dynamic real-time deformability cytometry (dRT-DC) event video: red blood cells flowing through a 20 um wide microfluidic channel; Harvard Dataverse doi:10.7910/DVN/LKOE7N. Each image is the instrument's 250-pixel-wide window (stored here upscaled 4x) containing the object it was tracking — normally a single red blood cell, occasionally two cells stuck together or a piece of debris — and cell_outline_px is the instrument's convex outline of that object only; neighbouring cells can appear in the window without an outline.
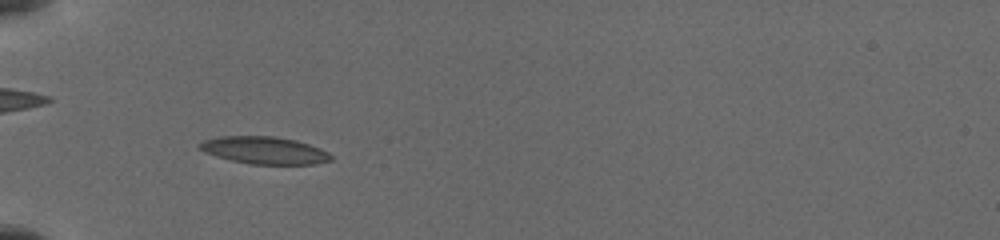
{"species": "common noctule bat (a hibernating species)", "species_latin": "Nyctalus noctula", "temperature_condition": "cold", "stored_images_in_passage": 39, "camera_frame_rate_fps": 3000, "um_per_image_px": 0.085, "animal": {"sex": "female", "body_mass_g": 19.5, "forearm_length_mm": 54.1}, "frame": {"image": 1, "passage_image": 12, "time_ms": 3.667, "image_size_px": [1000, 240], "cell_outline_px": [[332, 160], [316, 164], [248, 164], [216, 156], [204, 152], [196, 144], [204, 140], [220, 136], [276, 136], [296, 140], [320, 148], [328, 152], [332, 156]], "centroid_in_image_um": [22.47, 12.77], "position_along_channel_um": 62.5, "area_um2": 20.98}}
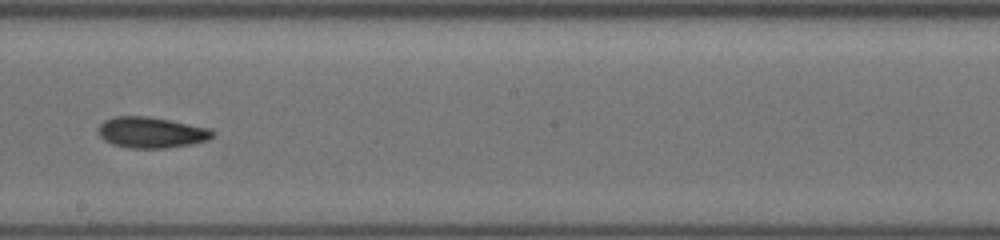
{"frame": {"image": 2, "passage_image": 25, "time_ms": 8.333, "image_size_px": [1000, 240], "cell_outline_px": [[216, 132], [208, 140], [192, 144], [168, 148], [128, 148], [112, 144], [104, 140], [96, 132], [100, 124], [104, 120], [116, 116], [148, 116], [208, 128]], "centroid_in_image_um": [12.82, 11.27], "position_along_channel_um": 235.4, "area_um2": 20.63}}
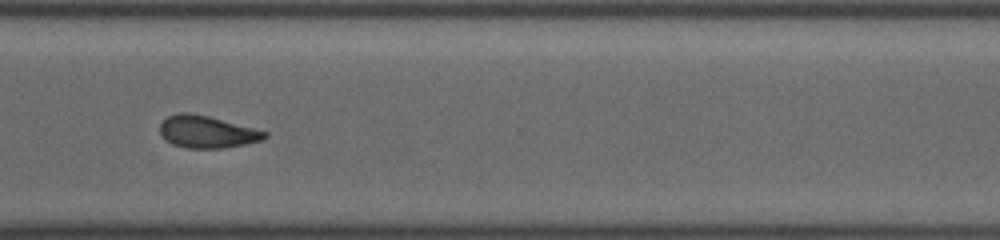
{"frame": {"image": 3, "passage_image": 34, "time_ms": 11.333, "image_size_px": [1000, 240], "cell_outline_px": [[268, 136], [264, 140], [224, 148], [188, 148], [172, 144], [160, 132], [160, 124], [168, 116], [180, 112], [188, 112], [208, 116], [268, 132]], "centroid_in_image_um": [17.61, 11.21], "position_along_channel_um": 353.0, "area_um2": 19.42}}